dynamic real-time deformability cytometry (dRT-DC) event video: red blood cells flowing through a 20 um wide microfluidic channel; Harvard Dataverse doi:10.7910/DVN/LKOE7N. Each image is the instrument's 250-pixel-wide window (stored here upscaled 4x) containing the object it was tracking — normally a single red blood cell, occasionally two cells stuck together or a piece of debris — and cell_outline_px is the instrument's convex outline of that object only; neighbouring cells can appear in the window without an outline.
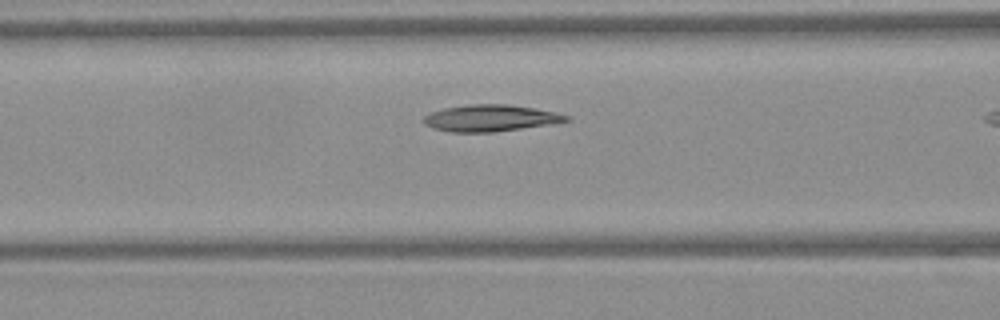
{"species": "Egyptian fruit bat (a non-hibernating species)", "species_latin": "Rousettus aegyptiacus", "temperature_condition": "warm", "stored_images_in_passage": 11, "camera_frame_rate_fps": 3000, "um_per_image_px": 0.085, "frame": {"image": 1, "passage_image": 10, "time_ms": 3.0, "image_size_px": [1000, 320], "cell_outline_px": [[572, 120], [556, 124], [496, 132], [452, 132], [432, 128], [424, 124], [420, 120], [424, 116], [432, 112], [444, 108], [468, 104], [508, 104], [536, 108], [556, 112], [568, 116]], "centroid_in_image_um": [41.72, 10.04], "position_along_channel_um": 124.9, "area_um2": 22.54}}